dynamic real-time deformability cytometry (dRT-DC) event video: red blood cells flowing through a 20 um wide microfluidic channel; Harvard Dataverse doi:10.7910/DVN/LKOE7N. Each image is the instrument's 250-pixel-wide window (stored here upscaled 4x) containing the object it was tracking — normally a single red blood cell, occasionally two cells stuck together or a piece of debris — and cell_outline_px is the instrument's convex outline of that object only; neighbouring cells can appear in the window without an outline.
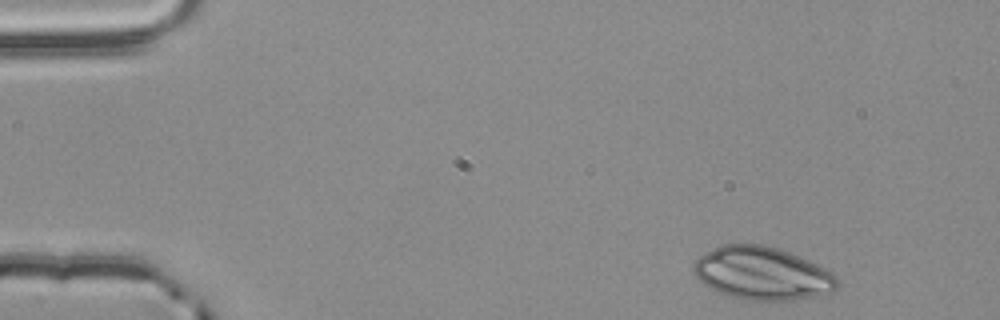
{"species": "common noctule bat (a hibernating species)", "species_latin": "Nyctalus noctula", "temperature_condition": "room temperature", "stored_images_in_passage": 12, "camera_frame_rate_fps": 3000, "um_per_image_px": 0.085, "animal": {"sex": "male", "body_mass_g": 20.4}, "frame": {"image": 1, "passage_image": 1, "time_ms": 0.0, "image_size_px": [1000, 320], "cell_outline_px": [[840, 288], [832, 292], [816, 296], [792, 300], [740, 300], [720, 292], [704, 284], [696, 276], [692, 268], [692, 264], [704, 252], [720, 244], [764, 244], [800, 256], [824, 268], [836, 276], [840, 284]], "centroid_in_image_um": [64.79, 23.23], "position_along_channel_um": 20.2, "area_um2": 44.51}}